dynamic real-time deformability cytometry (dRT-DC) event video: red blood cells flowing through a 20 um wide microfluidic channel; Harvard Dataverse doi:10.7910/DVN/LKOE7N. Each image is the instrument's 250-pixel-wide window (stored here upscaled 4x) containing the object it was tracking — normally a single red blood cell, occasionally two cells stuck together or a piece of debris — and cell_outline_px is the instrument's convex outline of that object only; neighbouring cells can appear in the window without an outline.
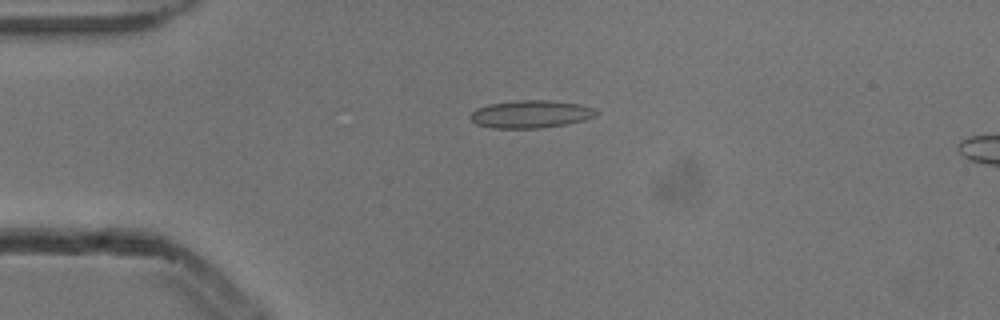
{"species": "common noctule bat (a hibernating species)", "species_latin": "Nyctalus noctula", "temperature_condition": "cold", "stored_images_in_passage": 3, "segment_of_instrument_passage": [1, 2], "camera_frame_rate_fps": 3000, "um_per_image_px": 0.085, "animal": {"sex": "male", "body_mass_g": 13.3}, "frame": {"image": 1, "passage_image": 2, "time_ms": 0.333, "image_size_px": [1000, 320], "cell_outline_px": [[600, 112], [596, 116], [584, 120], [564, 124], [540, 128], [492, 128], [476, 124], [468, 116], [476, 108], [488, 104], [516, 100], [548, 100], [580, 104], [596, 108]], "centroid_in_image_um": [45.12, 9.69], "position_along_channel_um": 39.9, "area_um2": 20.46}}